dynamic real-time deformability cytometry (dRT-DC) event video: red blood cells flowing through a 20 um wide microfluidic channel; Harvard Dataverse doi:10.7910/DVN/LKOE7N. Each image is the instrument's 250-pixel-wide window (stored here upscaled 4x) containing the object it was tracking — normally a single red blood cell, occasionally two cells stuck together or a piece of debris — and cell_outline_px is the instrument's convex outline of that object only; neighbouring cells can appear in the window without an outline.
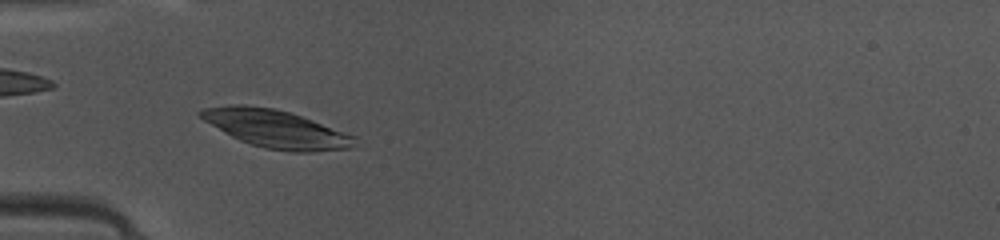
{"species": "common noctule bat (a hibernating species)", "species_latin": "Nyctalus noctula", "temperature_condition": "warm", "stored_images_in_passage": 36, "camera_frame_rate_fps": 3000, "um_per_image_px": 0.085, "animal": {"sex": "female", "body_mass_g": 10.0, "forearm_length_mm": 53.1}, "frame": {"image": 1, "passage_image": 3, "time_ms": 0.667, "image_size_px": [1000, 240], "cell_outline_px": [[356, 136], [348, 148], [308, 152], [288, 152], [264, 148], [240, 140], [224, 132], [204, 120], [196, 112], [204, 108], [232, 104], [244, 104], [276, 108], [312, 120]], "centroid_in_image_um": [23.4, 10.94], "position_along_channel_um": 61.6, "area_um2": 33.47}}
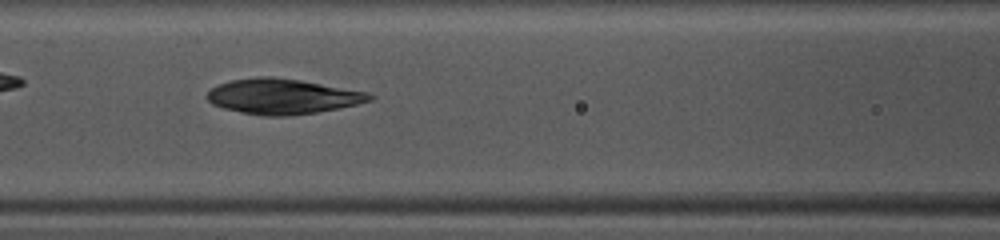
{"frame": {"image": 2, "passage_image": 9, "time_ms": 2.667, "image_size_px": [1000, 240], "cell_outline_px": [[376, 96], [372, 100], [340, 108], [316, 112], [288, 116], [264, 116], [240, 112], [224, 108], [212, 104], [208, 100], [208, 92], [212, 88], [220, 84], [232, 80], [260, 76], [268, 76], [300, 80], [368, 92]], "centroid_in_image_um": [24.04, 8.2], "position_along_channel_um": 142.6, "area_um2": 33.18}}
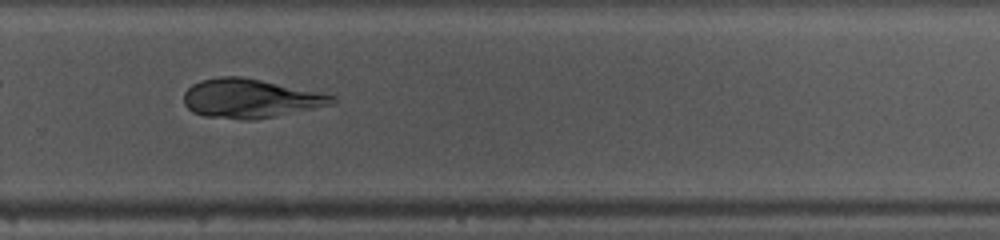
{"frame": {"image": 3, "passage_image": 21, "time_ms": 6.667, "image_size_px": [1000, 240], "cell_outline_px": [[336, 104], [256, 120], [244, 120], [204, 116], [192, 112], [184, 104], [184, 92], [192, 84], [200, 80], [220, 76], [240, 76], [260, 80], [336, 96]], "centroid_in_image_um": [21.25, 8.38], "position_along_channel_um": 308.5, "area_um2": 33.7}}